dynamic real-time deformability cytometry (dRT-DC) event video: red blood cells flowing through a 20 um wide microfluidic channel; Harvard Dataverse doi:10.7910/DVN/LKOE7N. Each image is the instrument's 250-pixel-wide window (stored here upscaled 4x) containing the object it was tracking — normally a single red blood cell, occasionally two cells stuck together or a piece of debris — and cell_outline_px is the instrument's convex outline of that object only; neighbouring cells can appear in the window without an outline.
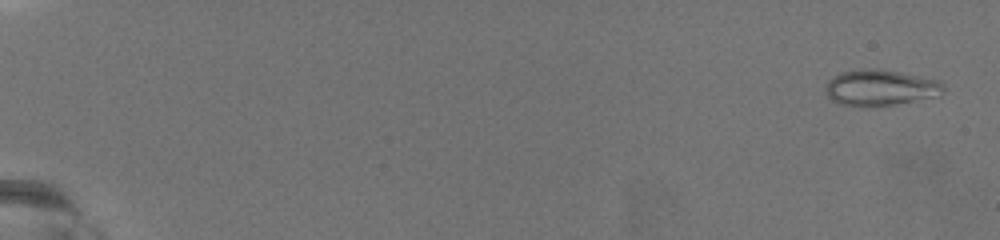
{"species": "common noctule bat (a hibernating species)", "species_latin": "Nyctalus noctula", "temperature_condition": "warm", "stored_images_in_passage": 40, "camera_frame_rate_fps": 3000, "um_per_image_px": 0.085, "animal": {"sex": "female", "body_mass_g": 19.5, "forearm_length_mm": 54.1}, "frame": {"image": 1, "passage_image": 3, "time_ms": 0.667, "image_size_px": [1000, 240], "cell_outline_px": [[944, 92], [940, 96], [892, 104], [840, 104], [832, 100], [824, 92], [824, 88], [828, 80], [832, 76], [840, 72], [868, 68], [880, 68], [920, 76], [936, 80], [944, 84]], "centroid_in_image_um": [74.83, 7.41], "position_along_channel_um": 10.2, "area_um2": 24.33}}
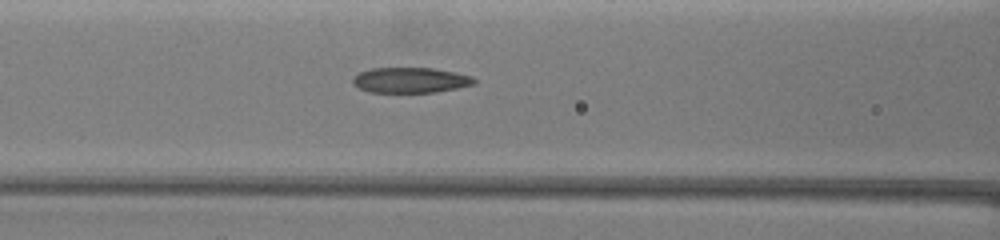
{"frame": {"image": 2, "passage_image": 34, "time_ms": 11.0, "image_size_px": [1000, 240], "cell_outline_px": [[476, 84], [436, 92], [368, 92], [352, 84], [352, 80], [360, 72], [372, 68], [432, 68], [472, 76], [476, 80]], "centroid_in_image_um": [34.89, 6.81], "position_along_channel_um": 131.7, "area_um2": 17.8}}
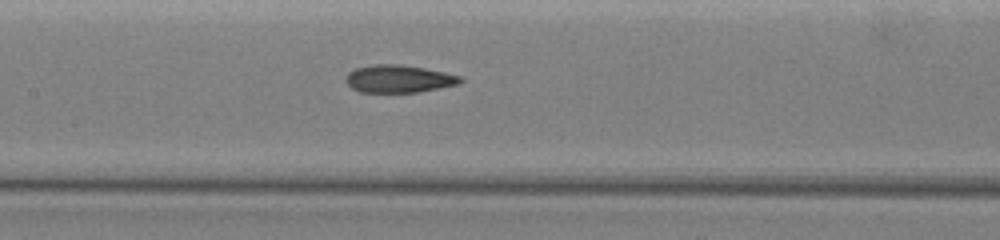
{"frame": {"image": 3, "passage_image": 38, "time_ms": 12.333, "image_size_px": [1000, 240], "cell_outline_px": [[464, 80], [460, 84], [416, 92], [360, 92], [352, 88], [344, 80], [348, 72], [356, 68], [376, 64], [396, 64], [424, 68], [444, 72], [460, 76]], "centroid_in_image_um": [33.89, 6.7], "position_along_channel_um": 173.5, "area_um2": 18.32}}